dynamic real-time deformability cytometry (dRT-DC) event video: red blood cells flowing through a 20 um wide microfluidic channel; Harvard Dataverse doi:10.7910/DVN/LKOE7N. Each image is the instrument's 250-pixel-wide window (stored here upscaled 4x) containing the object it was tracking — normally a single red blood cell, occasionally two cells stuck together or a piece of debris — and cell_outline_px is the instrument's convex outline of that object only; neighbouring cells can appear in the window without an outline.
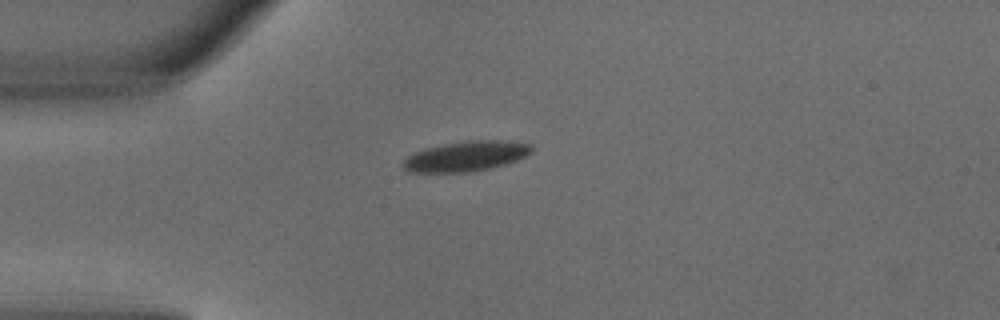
{"species": "common noctule bat (a hibernating species)", "species_latin": "Nyctalus noctula", "temperature_condition": "warm", "stored_images_in_passage": 2, "camera_frame_rate_fps": 3000, "um_per_image_px": 0.085, "animal": {"sex": "male", "body_mass_g": 18.8}, "frame": {"image": 1, "passage_image": 1, "time_ms": 0.0, "image_size_px": [1000, 320], "cell_outline_px": [[532, 152], [516, 160], [504, 164], [472, 172], [408, 172], [400, 164], [408, 156], [424, 148], [464, 140], [500, 140], [532, 144]], "centroid_in_image_um": [39.58, 13.27], "position_along_channel_um": 45.4, "area_um2": 22.48}}